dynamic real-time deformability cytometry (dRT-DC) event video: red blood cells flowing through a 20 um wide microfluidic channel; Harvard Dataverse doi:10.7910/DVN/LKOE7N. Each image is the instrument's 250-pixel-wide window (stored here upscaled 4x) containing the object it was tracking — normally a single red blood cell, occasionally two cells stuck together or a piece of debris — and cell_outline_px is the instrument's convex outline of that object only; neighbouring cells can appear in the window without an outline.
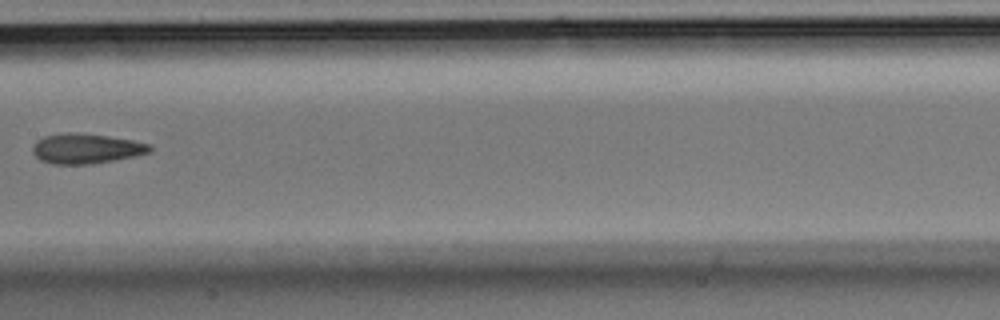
{"species": "Egyptian fruit bat (a non-hibernating species)", "species_latin": "Rousettus aegyptiacus", "temperature_condition": "room temperature", "stored_images_in_passage": 9, "segment_of_instrument_passage": [2, 2], "camera_frame_rate_fps": 3000, "um_per_image_px": 0.085, "animal": {"sex": "male"}, "frame": {"image": 1, "passage_image": 8, "time_ms": 2.333, "image_size_px": [1000, 320], "cell_outline_px": [[152, 148], [148, 152], [132, 156], [92, 164], [52, 164], [40, 160], [32, 152], [32, 148], [36, 140], [44, 136], [68, 132], [72, 132], [108, 136], [132, 140], [148, 144]], "centroid_in_image_um": [7.25, 12.62], "position_along_channel_um": 200.2, "area_um2": 20.23}}
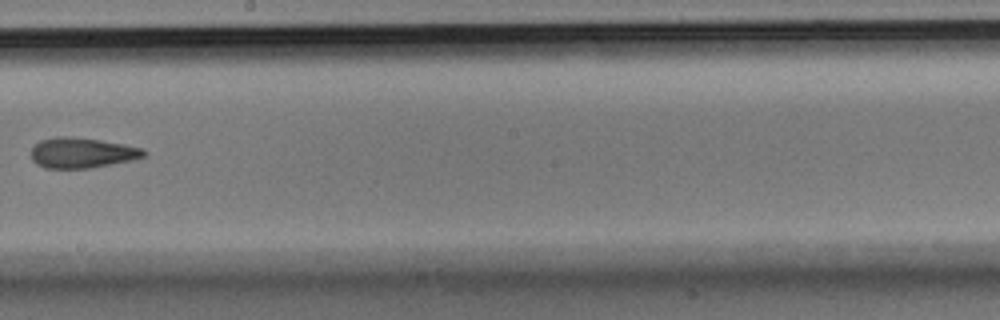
{"frame": {"image": 2, "passage_image": 9, "time_ms": 2.667, "image_size_px": [1000, 320], "cell_outline_px": [[148, 152], [144, 156], [132, 160], [92, 168], [44, 168], [36, 164], [32, 160], [32, 148], [40, 140], [56, 136], [68, 136], [100, 140], [124, 144], [144, 148]], "centroid_in_image_um": [6.98, 12.99], "position_along_channel_um": 241.2, "area_um2": 20.06}}